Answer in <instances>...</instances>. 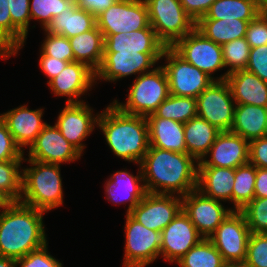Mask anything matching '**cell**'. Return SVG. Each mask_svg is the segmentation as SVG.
Listing matches in <instances>:
<instances>
[{
	"label": "cell",
	"mask_w": 267,
	"mask_h": 267,
	"mask_svg": "<svg viewBox=\"0 0 267 267\" xmlns=\"http://www.w3.org/2000/svg\"><path fill=\"white\" fill-rule=\"evenodd\" d=\"M245 38L250 48L267 44V12H261L249 22Z\"/></svg>",
	"instance_id": "44"
},
{
	"label": "cell",
	"mask_w": 267,
	"mask_h": 267,
	"mask_svg": "<svg viewBox=\"0 0 267 267\" xmlns=\"http://www.w3.org/2000/svg\"><path fill=\"white\" fill-rule=\"evenodd\" d=\"M182 209L198 233L206 239L233 211L232 208H225L221 201L205 196L198 189L182 197Z\"/></svg>",
	"instance_id": "14"
},
{
	"label": "cell",
	"mask_w": 267,
	"mask_h": 267,
	"mask_svg": "<svg viewBox=\"0 0 267 267\" xmlns=\"http://www.w3.org/2000/svg\"><path fill=\"white\" fill-rule=\"evenodd\" d=\"M250 229L240 211H232L208 238L225 263H244Z\"/></svg>",
	"instance_id": "13"
},
{
	"label": "cell",
	"mask_w": 267,
	"mask_h": 267,
	"mask_svg": "<svg viewBox=\"0 0 267 267\" xmlns=\"http://www.w3.org/2000/svg\"><path fill=\"white\" fill-rule=\"evenodd\" d=\"M96 25V17L93 14L74 4L70 9H64L61 14L54 17L43 31L69 39L93 29Z\"/></svg>",
	"instance_id": "27"
},
{
	"label": "cell",
	"mask_w": 267,
	"mask_h": 267,
	"mask_svg": "<svg viewBox=\"0 0 267 267\" xmlns=\"http://www.w3.org/2000/svg\"><path fill=\"white\" fill-rule=\"evenodd\" d=\"M97 27L104 37L110 34L152 28L144 0H118L96 17Z\"/></svg>",
	"instance_id": "10"
},
{
	"label": "cell",
	"mask_w": 267,
	"mask_h": 267,
	"mask_svg": "<svg viewBox=\"0 0 267 267\" xmlns=\"http://www.w3.org/2000/svg\"><path fill=\"white\" fill-rule=\"evenodd\" d=\"M197 116V99L193 97H179L169 95L157 108L147 117H160L171 119L185 124Z\"/></svg>",
	"instance_id": "32"
},
{
	"label": "cell",
	"mask_w": 267,
	"mask_h": 267,
	"mask_svg": "<svg viewBox=\"0 0 267 267\" xmlns=\"http://www.w3.org/2000/svg\"><path fill=\"white\" fill-rule=\"evenodd\" d=\"M129 88L126 102L114 99L113 104L130 115L147 117L170 95L168 77L162 65L137 76Z\"/></svg>",
	"instance_id": "6"
},
{
	"label": "cell",
	"mask_w": 267,
	"mask_h": 267,
	"mask_svg": "<svg viewBox=\"0 0 267 267\" xmlns=\"http://www.w3.org/2000/svg\"><path fill=\"white\" fill-rule=\"evenodd\" d=\"M260 13L255 0H216L199 20L239 19L250 22Z\"/></svg>",
	"instance_id": "31"
},
{
	"label": "cell",
	"mask_w": 267,
	"mask_h": 267,
	"mask_svg": "<svg viewBox=\"0 0 267 267\" xmlns=\"http://www.w3.org/2000/svg\"><path fill=\"white\" fill-rule=\"evenodd\" d=\"M117 1L118 0H74V4L78 8L85 9L97 17Z\"/></svg>",
	"instance_id": "49"
},
{
	"label": "cell",
	"mask_w": 267,
	"mask_h": 267,
	"mask_svg": "<svg viewBox=\"0 0 267 267\" xmlns=\"http://www.w3.org/2000/svg\"><path fill=\"white\" fill-rule=\"evenodd\" d=\"M0 267H18L16 260L0 256Z\"/></svg>",
	"instance_id": "53"
},
{
	"label": "cell",
	"mask_w": 267,
	"mask_h": 267,
	"mask_svg": "<svg viewBox=\"0 0 267 267\" xmlns=\"http://www.w3.org/2000/svg\"><path fill=\"white\" fill-rule=\"evenodd\" d=\"M220 132L201 117L196 116L190 119L184 124L186 153L193 156L198 162L201 161Z\"/></svg>",
	"instance_id": "29"
},
{
	"label": "cell",
	"mask_w": 267,
	"mask_h": 267,
	"mask_svg": "<svg viewBox=\"0 0 267 267\" xmlns=\"http://www.w3.org/2000/svg\"><path fill=\"white\" fill-rule=\"evenodd\" d=\"M249 163L267 169V136L249 141Z\"/></svg>",
	"instance_id": "46"
},
{
	"label": "cell",
	"mask_w": 267,
	"mask_h": 267,
	"mask_svg": "<svg viewBox=\"0 0 267 267\" xmlns=\"http://www.w3.org/2000/svg\"><path fill=\"white\" fill-rule=\"evenodd\" d=\"M123 267H146L160 256L161 232L148 229L126 214Z\"/></svg>",
	"instance_id": "9"
},
{
	"label": "cell",
	"mask_w": 267,
	"mask_h": 267,
	"mask_svg": "<svg viewBox=\"0 0 267 267\" xmlns=\"http://www.w3.org/2000/svg\"><path fill=\"white\" fill-rule=\"evenodd\" d=\"M45 39L41 44V51L49 57H54L63 61L73 62L74 54L70 41L67 37L62 35L49 34L46 31Z\"/></svg>",
	"instance_id": "40"
},
{
	"label": "cell",
	"mask_w": 267,
	"mask_h": 267,
	"mask_svg": "<svg viewBox=\"0 0 267 267\" xmlns=\"http://www.w3.org/2000/svg\"><path fill=\"white\" fill-rule=\"evenodd\" d=\"M8 202L0 194V209L3 208Z\"/></svg>",
	"instance_id": "56"
},
{
	"label": "cell",
	"mask_w": 267,
	"mask_h": 267,
	"mask_svg": "<svg viewBox=\"0 0 267 267\" xmlns=\"http://www.w3.org/2000/svg\"><path fill=\"white\" fill-rule=\"evenodd\" d=\"M0 23L10 36V10L8 0H0Z\"/></svg>",
	"instance_id": "52"
},
{
	"label": "cell",
	"mask_w": 267,
	"mask_h": 267,
	"mask_svg": "<svg viewBox=\"0 0 267 267\" xmlns=\"http://www.w3.org/2000/svg\"><path fill=\"white\" fill-rule=\"evenodd\" d=\"M19 267H63L62 262L48 252V243L16 260Z\"/></svg>",
	"instance_id": "42"
},
{
	"label": "cell",
	"mask_w": 267,
	"mask_h": 267,
	"mask_svg": "<svg viewBox=\"0 0 267 267\" xmlns=\"http://www.w3.org/2000/svg\"><path fill=\"white\" fill-rule=\"evenodd\" d=\"M248 162L249 141L231 131H221L209 152L198 162V166L236 169Z\"/></svg>",
	"instance_id": "19"
},
{
	"label": "cell",
	"mask_w": 267,
	"mask_h": 267,
	"mask_svg": "<svg viewBox=\"0 0 267 267\" xmlns=\"http://www.w3.org/2000/svg\"><path fill=\"white\" fill-rule=\"evenodd\" d=\"M240 212L251 233H267V198H254Z\"/></svg>",
	"instance_id": "39"
},
{
	"label": "cell",
	"mask_w": 267,
	"mask_h": 267,
	"mask_svg": "<svg viewBox=\"0 0 267 267\" xmlns=\"http://www.w3.org/2000/svg\"><path fill=\"white\" fill-rule=\"evenodd\" d=\"M105 194L106 200L115 204H128L126 214H130L132 209L147 194L141 165H139L138 174L133 175L129 171H116L106 180Z\"/></svg>",
	"instance_id": "22"
},
{
	"label": "cell",
	"mask_w": 267,
	"mask_h": 267,
	"mask_svg": "<svg viewBox=\"0 0 267 267\" xmlns=\"http://www.w3.org/2000/svg\"><path fill=\"white\" fill-rule=\"evenodd\" d=\"M249 22L239 19L198 20L195 28L211 41L224 45L246 36Z\"/></svg>",
	"instance_id": "30"
},
{
	"label": "cell",
	"mask_w": 267,
	"mask_h": 267,
	"mask_svg": "<svg viewBox=\"0 0 267 267\" xmlns=\"http://www.w3.org/2000/svg\"><path fill=\"white\" fill-rule=\"evenodd\" d=\"M10 10V37L18 44L20 51L26 42L31 15L30 0H8Z\"/></svg>",
	"instance_id": "36"
},
{
	"label": "cell",
	"mask_w": 267,
	"mask_h": 267,
	"mask_svg": "<svg viewBox=\"0 0 267 267\" xmlns=\"http://www.w3.org/2000/svg\"><path fill=\"white\" fill-rule=\"evenodd\" d=\"M168 77L170 94L179 97H193L205 90L214 80L194 65L187 62L172 47H166L161 59Z\"/></svg>",
	"instance_id": "8"
},
{
	"label": "cell",
	"mask_w": 267,
	"mask_h": 267,
	"mask_svg": "<svg viewBox=\"0 0 267 267\" xmlns=\"http://www.w3.org/2000/svg\"><path fill=\"white\" fill-rule=\"evenodd\" d=\"M43 114V108L31 110L24 104L1 113L0 117L5 121L16 144L25 152L24 147L28 149L48 124L43 122Z\"/></svg>",
	"instance_id": "21"
},
{
	"label": "cell",
	"mask_w": 267,
	"mask_h": 267,
	"mask_svg": "<svg viewBox=\"0 0 267 267\" xmlns=\"http://www.w3.org/2000/svg\"><path fill=\"white\" fill-rule=\"evenodd\" d=\"M23 161H27L29 167L22 168V194L19 202L46 213L63 205L61 165L32 159Z\"/></svg>",
	"instance_id": "5"
},
{
	"label": "cell",
	"mask_w": 267,
	"mask_h": 267,
	"mask_svg": "<svg viewBox=\"0 0 267 267\" xmlns=\"http://www.w3.org/2000/svg\"><path fill=\"white\" fill-rule=\"evenodd\" d=\"M176 264L180 267H222L225 261L213 243L209 239L203 238Z\"/></svg>",
	"instance_id": "34"
},
{
	"label": "cell",
	"mask_w": 267,
	"mask_h": 267,
	"mask_svg": "<svg viewBox=\"0 0 267 267\" xmlns=\"http://www.w3.org/2000/svg\"><path fill=\"white\" fill-rule=\"evenodd\" d=\"M97 128L115 156L140 165L150 146L146 117L126 114L112 102L100 112Z\"/></svg>",
	"instance_id": "4"
},
{
	"label": "cell",
	"mask_w": 267,
	"mask_h": 267,
	"mask_svg": "<svg viewBox=\"0 0 267 267\" xmlns=\"http://www.w3.org/2000/svg\"><path fill=\"white\" fill-rule=\"evenodd\" d=\"M93 112V108L84 101L66 103L57 116L55 126L81 154L86 147L83 141L98 127L100 113L95 115Z\"/></svg>",
	"instance_id": "15"
},
{
	"label": "cell",
	"mask_w": 267,
	"mask_h": 267,
	"mask_svg": "<svg viewBox=\"0 0 267 267\" xmlns=\"http://www.w3.org/2000/svg\"><path fill=\"white\" fill-rule=\"evenodd\" d=\"M230 131L248 141L267 136L266 107L236 104Z\"/></svg>",
	"instance_id": "26"
},
{
	"label": "cell",
	"mask_w": 267,
	"mask_h": 267,
	"mask_svg": "<svg viewBox=\"0 0 267 267\" xmlns=\"http://www.w3.org/2000/svg\"><path fill=\"white\" fill-rule=\"evenodd\" d=\"M256 167L251 163L238 166L235 169L234 186L232 191V210L241 211L254 199Z\"/></svg>",
	"instance_id": "33"
},
{
	"label": "cell",
	"mask_w": 267,
	"mask_h": 267,
	"mask_svg": "<svg viewBox=\"0 0 267 267\" xmlns=\"http://www.w3.org/2000/svg\"><path fill=\"white\" fill-rule=\"evenodd\" d=\"M244 264L267 267V233H250Z\"/></svg>",
	"instance_id": "41"
},
{
	"label": "cell",
	"mask_w": 267,
	"mask_h": 267,
	"mask_svg": "<svg viewBox=\"0 0 267 267\" xmlns=\"http://www.w3.org/2000/svg\"><path fill=\"white\" fill-rule=\"evenodd\" d=\"M181 209L180 196L147 193L130 215L146 228L162 232Z\"/></svg>",
	"instance_id": "18"
},
{
	"label": "cell",
	"mask_w": 267,
	"mask_h": 267,
	"mask_svg": "<svg viewBox=\"0 0 267 267\" xmlns=\"http://www.w3.org/2000/svg\"><path fill=\"white\" fill-rule=\"evenodd\" d=\"M261 12H267V0H255Z\"/></svg>",
	"instance_id": "54"
},
{
	"label": "cell",
	"mask_w": 267,
	"mask_h": 267,
	"mask_svg": "<svg viewBox=\"0 0 267 267\" xmlns=\"http://www.w3.org/2000/svg\"><path fill=\"white\" fill-rule=\"evenodd\" d=\"M24 153L14 141L5 121L0 117V161L24 160Z\"/></svg>",
	"instance_id": "43"
},
{
	"label": "cell",
	"mask_w": 267,
	"mask_h": 267,
	"mask_svg": "<svg viewBox=\"0 0 267 267\" xmlns=\"http://www.w3.org/2000/svg\"><path fill=\"white\" fill-rule=\"evenodd\" d=\"M23 160L0 161V194L7 202H19Z\"/></svg>",
	"instance_id": "35"
},
{
	"label": "cell",
	"mask_w": 267,
	"mask_h": 267,
	"mask_svg": "<svg viewBox=\"0 0 267 267\" xmlns=\"http://www.w3.org/2000/svg\"><path fill=\"white\" fill-rule=\"evenodd\" d=\"M228 82L236 104L267 107V82L246 70L228 74Z\"/></svg>",
	"instance_id": "24"
},
{
	"label": "cell",
	"mask_w": 267,
	"mask_h": 267,
	"mask_svg": "<svg viewBox=\"0 0 267 267\" xmlns=\"http://www.w3.org/2000/svg\"><path fill=\"white\" fill-rule=\"evenodd\" d=\"M221 47L225 68H229L223 75L217 76V81L226 80L228 74L235 71L245 70L250 54V45L245 37L227 42Z\"/></svg>",
	"instance_id": "37"
},
{
	"label": "cell",
	"mask_w": 267,
	"mask_h": 267,
	"mask_svg": "<svg viewBox=\"0 0 267 267\" xmlns=\"http://www.w3.org/2000/svg\"><path fill=\"white\" fill-rule=\"evenodd\" d=\"M69 41L74 61L87 65L96 73L104 54V36L97 25L89 31L69 38Z\"/></svg>",
	"instance_id": "28"
},
{
	"label": "cell",
	"mask_w": 267,
	"mask_h": 267,
	"mask_svg": "<svg viewBox=\"0 0 267 267\" xmlns=\"http://www.w3.org/2000/svg\"><path fill=\"white\" fill-rule=\"evenodd\" d=\"M254 198H267V169L256 167Z\"/></svg>",
	"instance_id": "51"
},
{
	"label": "cell",
	"mask_w": 267,
	"mask_h": 267,
	"mask_svg": "<svg viewBox=\"0 0 267 267\" xmlns=\"http://www.w3.org/2000/svg\"><path fill=\"white\" fill-rule=\"evenodd\" d=\"M222 267H248L244 263H225Z\"/></svg>",
	"instance_id": "55"
},
{
	"label": "cell",
	"mask_w": 267,
	"mask_h": 267,
	"mask_svg": "<svg viewBox=\"0 0 267 267\" xmlns=\"http://www.w3.org/2000/svg\"><path fill=\"white\" fill-rule=\"evenodd\" d=\"M28 158L42 163H70L81 158L82 154L70 144L55 126L47 124L28 148Z\"/></svg>",
	"instance_id": "16"
},
{
	"label": "cell",
	"mask_w": 267,
	"mask_h": 267,
	"mask_svg": "<svg viewBox=\"0 0 267 267\" xmlns=\"http://www.w3.org/2000/svg\"><path fill=\"white\" fill-rule=\"evenodd\" d=\"M172 48L214 81H217V78L212 75L225 68L221 45L206 38L196 28L179 39Z\"/></svg>",
	"instance_id": "12"
},
{
	"label": "cell",
	"mask_w": 267,
	"mask_h": 267,
	"mask_svg": "<svg viewBox=\"0 0 267 267\" xmlns=\"http://www.w3.org/2000/svg\"><path fill=\"white\" fill-rule=\"evenodd\" d=\"M96 84L95 72L80 62H69L67 66L49 83L50 91L58 97H67L66 103H81L82 95H86Z\"/></svg>",
	"instance_id": "20"
},
{
	"label": "cell",
	"mask_w": 267,
	"mask_h": 267,
	"mask_svg": "<svg viewBox=\"0 0 267 267\" xmlns=\"http://www.w3.org/2000/svg\"><path fill=\"white\" fill-rule=\"evenodd\" d=\"M197 99V116L219 131H230L236 103L226 80L213 81Z\"/></svg>",
	"instance_id": "11"
},
{
	"label": "cell",
	"mask_w": 267,
	"mask_h": 267,
	"mask_svg": "<svg viewBox=\"0 0 267 267\" xmlns=\"http://www.w3.org/2000/svg\"><path fill=\"white\" fill-rule=\"evenodd\" d=\"M73 5L74 0H30L31 20L39 21L42 30H45L54 17Z\"/></svg>",
	"instance_id": "38"
},
{
	"label": "cell",
	"mask_w": 267,
	"mask_h": 267,
	"mask_svg": "<svg viewBox=\"0 0 267 267\" xmlns=\"http://www.w3.org/2000/svg\"><path fill=\"white\" fill-rule=\"evenodd\" d=\"M44 211L21 202H8L0 210V256L19 259L47 242Z\"/></svg>",
	"instance_id": "3"
},
{
	"label": "cell",
	"mask_w": 267,
	"mask_h": 267,
	"mask_svg": "<svg viewBox=\"0 0 267 267\" xmlns=\"http://www.w3.org/2000/svg\"><path fill=\"white\" fill-rule=\"evenodd\" d=\"M165 48L153 28L104 37L103 60L95 73L96 83L98 80L116 83L125 77L153 70Z\"/></svg>",
	"instance_id": "1"
},
{
	"label": "cell",
	"mask_w": 267,
	"mask_h": 267,
	"mask_svg": "<svg viewBox=\"0 0 267 267\" xmlns=\"http://www.w3.org/2000/svg\"><path fill=\"white\" fill-rule=\"evenodd\" d=\"M202 239L188 215L181 209L161 232L160 256L169 263H176Z\"/></svg>",
	"instance_id": "17"
},
{
	"label": "cell",
	"mask_w": 267,
	"mask_h": 267,
	"mask_svg": "<svg viewBox=\"0 0 267 267\" xmlns=\"http://www.w3.org/2000/svg\"><path fill=\"white\" fill-rule=\"evenodd\" d=\"M18 54V44L6 33L0 23V58L6 60Z\"/></svg>",
	"instance_id": "50"
},
{
	"label": "cell",
	"mask_w": 267,
	"mask_h": 267,
	"mask_svg": "<svg viewBox=\"0 0 267 267\" xmlns=\"http://www.w3.org/2000/svg\"><path fill=\"white\" fill-rule=\"evenodd\" d=\"M140 165L147 193L183 197L197 189L198 161L187 153L149 146Z\"/></svg>",
	"instance_id": "2"
},
{
	"label": "cell",
	"mask_w": 267,
	"mask_h": 267,
	"mask_svg": "<svg viewBox=\"0 0 267 267\" xmlns=\"http://www.w3.org/2000/svg\"><path fill=\"white\" fill-rule=\"evenodd\" d=\"M216 0H180L185 12L196 23Z\"/></svg>",
	"instance_id": "48"
},
{
	"label": "cell",
	"mask_w": 267,
	"mask_h": 267,
	"mask_svg": "<svg viewBox=\"0 0 267 267\" xmlns=\"http://www.w3.org/2000/svg\"><path fill=\"white\" fill-rule=\"evenodd\" d=\"M151 27L166 47H172L190 33L196 23L185 12L180 0H144Z\"/></svg>",
	"instance_id": "7"
},
{
	"label": "cell",
	"mask_w": 267,
	"mask_h": 267,
	"mask_svg": "<svg viewBox=\"0 0 267 267\" xmlns=\"http://www.w3.org/2000/svg\"><path fill=\"white\" fill-rule=\"evenodd\" d=\"M39 58L40 69L45 74V77L47 76L48 78L47 84L59 73H61L62 70L69 63L68 61H63L54 57L46 56L41 50Z\"/></svg>",
	"instance_id": "47"
},
{
	"label": "cell",
	"mask_w": 267,
	"mask_h": 267,
	"mask_svg": "<svg viewBox=\"0 0 267 267\" xmlns=\"http://www.w3.org/2000/svg\"><path fill=\"white\" fill-rule=\"evenodd\" d=\"M151 147L186 153L184 124L171 119L146 117Z\"/></svg>",
	"instance_id": "25"
},
{
	"label": "cell",
	"mask_w": 267,
	"mask_h": 267,
	"mask_svg": "<svg viewBox=\"0 0 267 267\" xmlns=\"http://www.w3.org/2000/svg\"><path fill=\"white\" fill-rule=\"evenodd\" d=\"M235 169L198 166L197 189L207 197L232 202Z\"/></svg>",
	"instance_id": "23"
},
{
	"label": "cell",
	"mask_w": 267,
	"mask_h": 267,
	"mask_svg": "<svg viewBox=\"0 0 267 267\" xmlns=\"http://www.w3.org/2000/svg\"><path fill=\"white\" fill-rule=\"evenodd\" d=\"M246 71L267 82V44L250 48Z\"/></svg>",
	"instance_id": "45"
}]
</instances>
